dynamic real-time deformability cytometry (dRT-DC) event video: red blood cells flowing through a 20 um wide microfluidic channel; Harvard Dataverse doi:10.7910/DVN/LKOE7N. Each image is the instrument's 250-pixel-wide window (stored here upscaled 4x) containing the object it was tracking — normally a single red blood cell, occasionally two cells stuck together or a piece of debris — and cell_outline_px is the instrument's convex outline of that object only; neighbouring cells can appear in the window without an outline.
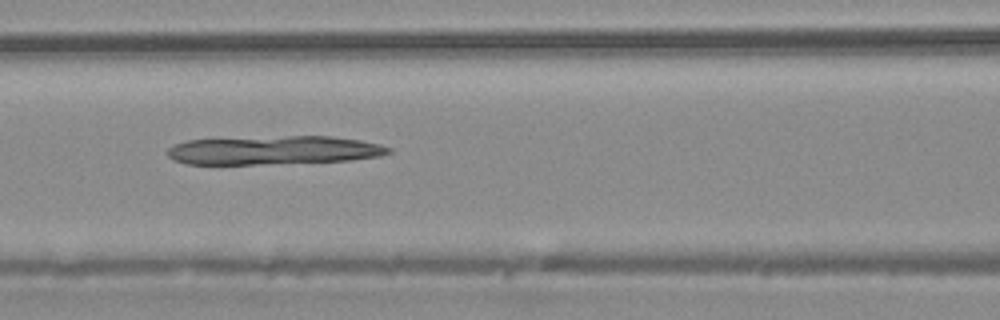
{"species": "common noctule bat (a hibernating species)", "species_latin": "Nyctalus noctula", "temperature_condition": "warm", "stored_images_in_passage": 44, "camera_frame_rate_fps": 3000, "um_per_image_px": 0.085, "animal": {"sex": "male", "body_mass_g": 20.4}, "frame": {"image": 1, "passage_image": 19, "time_ms": 6.0, "image_size_px": [1000, 320], "cell_outline_px": [[392, 152], [380, 156], [352, 160], [256, 164], [184, 164], [172, 160], [168, 156], [168, 148], [176, 144], [188, 140], [288, 136], [332, 136], [360, 140], [380, 144], [392, 148]], "centroid_in_image_um": [23.3, 12.77], "position_along_channel_um": 143.3, "area_um2": 36.82}}
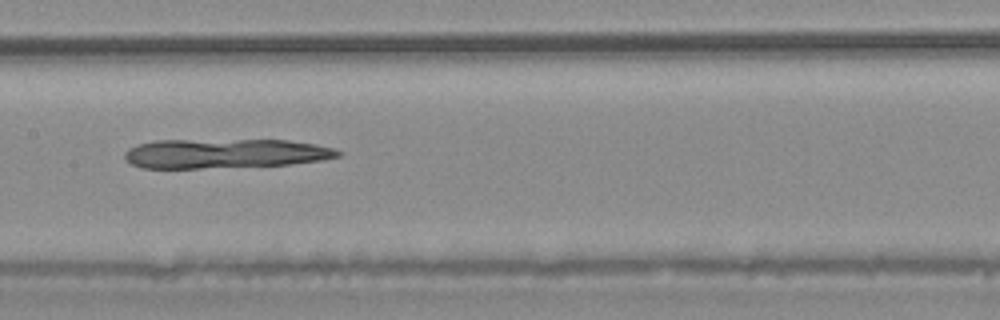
{"frame": {"image": 2, "passage_image": 22, "time_ms": 7.0, "image_size_px": [1000, 320], "cell_outline_px": [[344, 152], [340, 156], [324, 160], [292, 164], [200, 168], [144, 168], [132, 164], [124, 160], [124, 152], [128, 148], [140, 144], [156, 140], [288, 140], [316, 144], [336, 148]], "centroid_in_image_um": [19.17, 13.04], "position_along_channel_um": 188.2, "area_um2": 36.82}}